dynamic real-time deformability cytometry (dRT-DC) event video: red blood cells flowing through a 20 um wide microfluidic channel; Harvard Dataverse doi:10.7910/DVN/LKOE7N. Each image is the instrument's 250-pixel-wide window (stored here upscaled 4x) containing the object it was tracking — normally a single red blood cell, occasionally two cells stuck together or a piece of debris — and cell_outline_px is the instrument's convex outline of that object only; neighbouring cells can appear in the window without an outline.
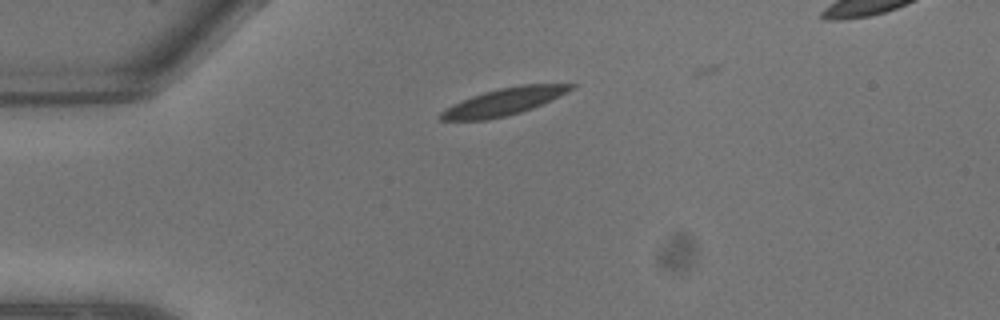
{"species": "common noctule bat (a hibernating species)", "species_latin": "Nyctalus noctula", "temperature_condition": "warm", "stored_images_in_passage": 8, "camera_frame_rate_fps": 3000, "um_per_image_px": 0.085, "animal": {"sex": "male", "body_mass_g": 13.3}, "frame": {"image": 1, "passage_image": 1, "time_ms": 0.0, "image_size_px": [1000, 320], "cell_outline_px": [[576, 84], [568, 92], [552, 100], [532, 108], [520, 112], [488, 120], [440, 120], [436, 116], [444, 108], [452, 104], [472, 96], [484, 92], [500, 88], [520, 84]], "centroid_in_image_um": [42.78, 8.65], "position_along_channel_um": 42.2, "area_um2": 20.58}}
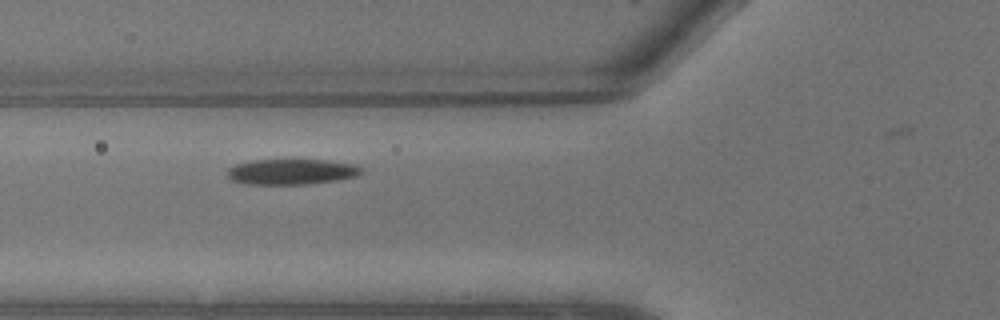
{"frame": {"image": 2, "passage_image": 4, "time_ms": 1.0, "image_size_px": [1000, 320], "cell_outline_px": [[364, 172], [356, 176], [336, 180], [308, 184], [244, 184], [232, 180], [228, 176], [228, 168], [236, 164], [252, 160], [328, 160], [356, 164], [364, 168]], "centroid_in_image_um": [24.82, 14.59], "position_along_channel_um": 101.0, "area_um2": 20.06}}